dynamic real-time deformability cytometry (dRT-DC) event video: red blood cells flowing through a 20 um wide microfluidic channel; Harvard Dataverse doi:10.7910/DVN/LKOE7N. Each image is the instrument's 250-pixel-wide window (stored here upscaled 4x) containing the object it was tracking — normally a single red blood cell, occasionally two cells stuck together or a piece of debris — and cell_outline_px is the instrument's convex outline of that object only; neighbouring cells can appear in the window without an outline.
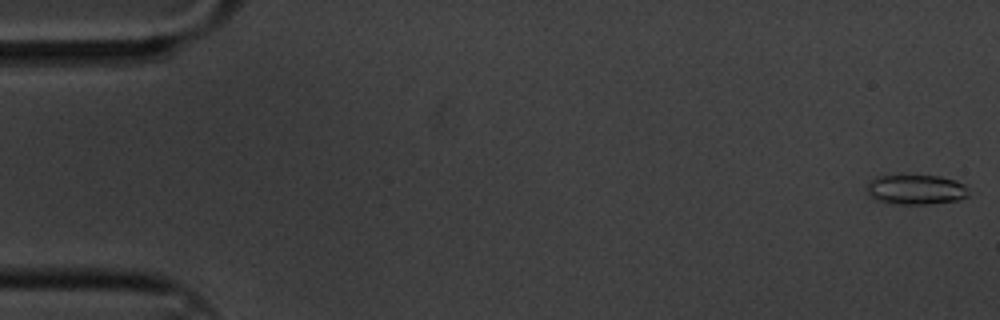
{"species": "common noctule bat (a hibernating species)", "species_latin": "Nyctalus noctula", "temperature_condition": "cold", "stored_images_in_passage": 6, "camera_frame_rate_fps": 3000, "um_per_image_px": 0.085, "animal": {"sex": "male", "body_mass_g": 20.1, "forearm_length_mm": 53.5}, "frame": {"image": 1, "passage_image": 1, "time_ms": 0.0, "image_size_px": [1000, 320], "cell_outline_px": [[968, 196], [956, 200], [928, 204], [900, 204], [876, 200], [868, 196], [868, 184], [876, 176], [940, 176], [956, 180], [964, 184], [968, 188]], "centroid_in_image_um": [77.87, 16.12], "position_along_channel_um": 7.1, "area_um2": 17.51}}
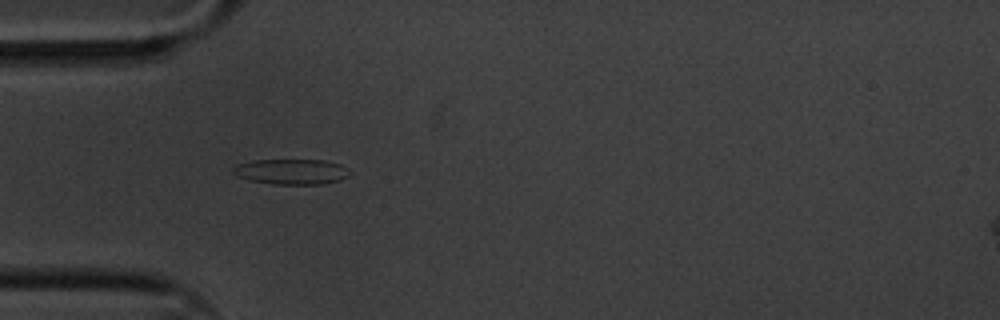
{"frame": {"image": 2, "passage_image": 5, "time_ms": 1.333, "image_size_px": [1000, 320], "cell_outline_px": [[352, 172], [348, 176], [340, 180], [320, 184], [272, 184], [252, 180], [236, 176], [232, 172], [232, 168], [236, 164], [252, 160], [324, 160], [340, 164], [348, 168]], "centroid_in_image_um": [24.77, 14.58], "position_along_channel_um": 60.2, "area_um2": 17.34}}
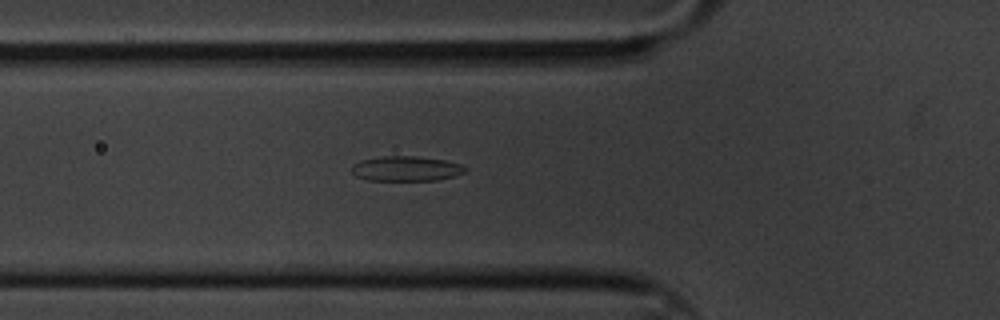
{"frame": {"image": 3, "passage_image": 6, "time_ms": 1.667, "image_size_px": [1000, 320], "cell_outline_px": [[468, 168], [464, 172], [456, 176], [436, 180], [368, 180], [356, 176], [352, 172], [352, 164], [360, 160], [384, 156], [416, 156], [444, 160], [460, 164]], "centroid_in_image_um": [34.52, 14.33], "position_along_channel_um": 91.3, "area_um2": 16.47}}